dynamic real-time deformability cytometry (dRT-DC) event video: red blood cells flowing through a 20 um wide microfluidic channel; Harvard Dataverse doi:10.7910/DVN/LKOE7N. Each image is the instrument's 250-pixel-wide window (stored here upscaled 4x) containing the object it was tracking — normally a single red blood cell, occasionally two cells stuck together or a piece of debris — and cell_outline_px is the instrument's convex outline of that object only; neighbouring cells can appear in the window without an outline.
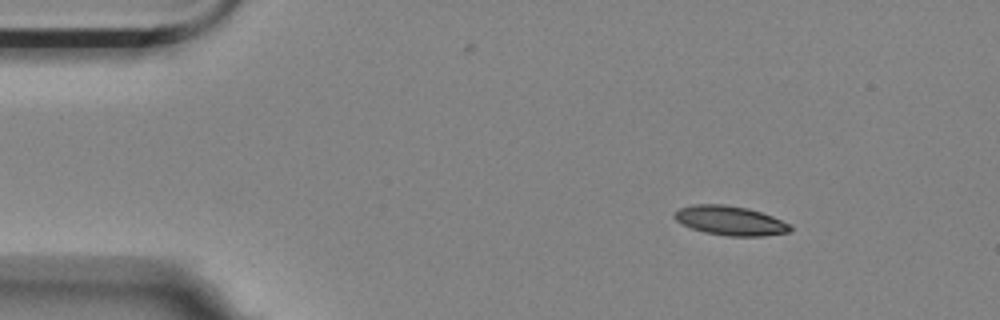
{"species": "Egyptian fruit bat (a non-hibernating species)", "species_latin": "Rousettus aegyptiacus", "temperature_condition": "room temperature", "stored_images_in_passage": 8, "camera_frame_rate_fps": 3000, "um_per_image_px": 0.085, "animal": {"sex": "female"}, "frame": {"image": 1, "passage_image": 1, "time_ms": 0.0, "image_size_px": [1000, 320], "cell_outline_px": [[792, 228], [788, 232], [764, 236], [728, 236], [704, 232], [692, 228], [676, 220], [672, 216], [672, 212], [680, 208], [696, 204], [724, 204], [748, 208], [772, 216], [792, 224]], "centroid_in_image_um": [62.07, 18.75], "position_along_channel_um": 22.9, "area_um2": 19.83}}
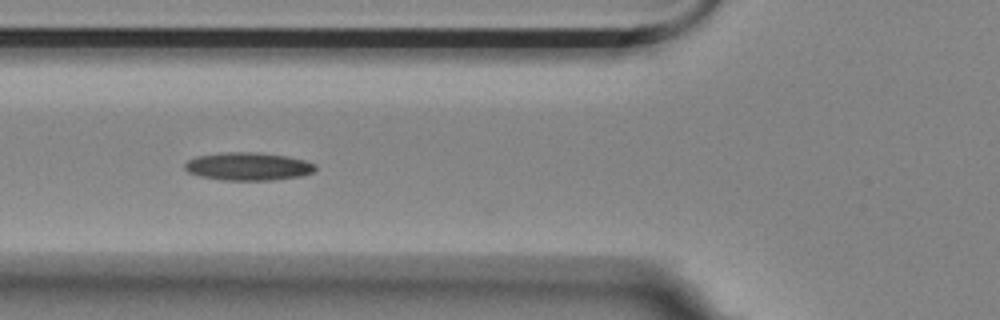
{"frame": {"image": 2, "passage_image": 5, "time_ms": 1.333, "image_size_px": [1000, 320], "cell_outline_px": [[316, 168], [312, 172], [300, 176], [272, 180], [224, 180], [200, 176], [188, 172], [184, 168], [184, 164], [188, 160], [196, 156], [228, 152], [256, 152], [288, 156], [304, 160], [316, 164]], "centroid_in_image_um": [21.09, 14.14], "position_along_channel_um": 104.7, "area_um2": 21.21}}
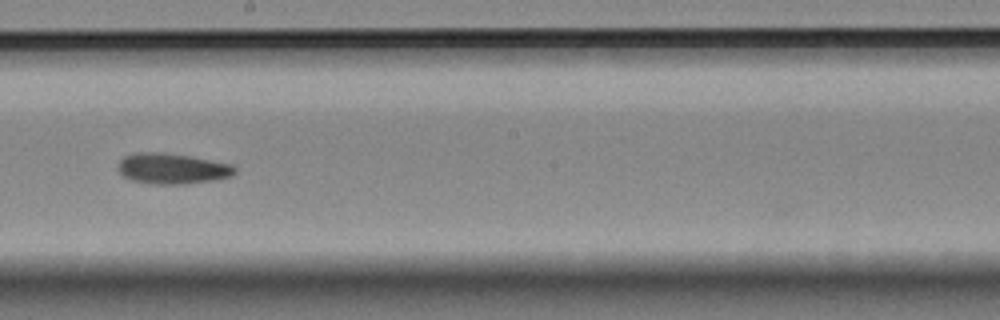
{"frame": {"image": 3, "passage_image": 8, "time_ms": 2.333, "image_size_px": [1000, 320], "cell_outline_px": [[236, 172], [232, 176], [212, 180], [184, 184], [152, 184], [132, 180], [124, 176], [116, 168], [120, 160], [124, 156], [136, 152], [160, 152], [188, 156], [232, 164], [236, 168]], "centroid_in_image_um": [14.62, 14.33], "position_along_channel_um": 233.6, "area_um2": 20.81}}